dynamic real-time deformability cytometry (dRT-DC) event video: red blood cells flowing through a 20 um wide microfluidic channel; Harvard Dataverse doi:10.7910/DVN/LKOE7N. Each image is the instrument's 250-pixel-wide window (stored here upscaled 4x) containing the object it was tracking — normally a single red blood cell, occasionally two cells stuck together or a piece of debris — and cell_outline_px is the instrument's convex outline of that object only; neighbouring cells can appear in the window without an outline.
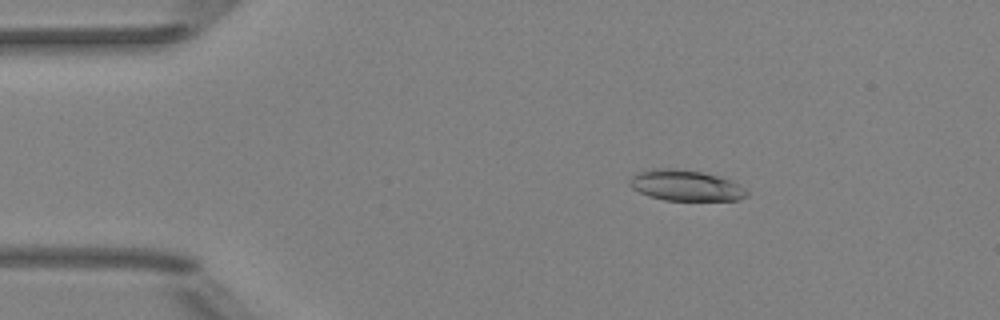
{"species": "Egyptian fruit bat (a non-hibernating species)", "species_latin": "Rousettus aegyptiacus", "temperature_condition": "room temperature", "stored_images_in_passage": 52, "camera_frame_rate_fps": 3000, "um_per_image_px": 0.085, "animal": {"sex": "female"}, "frame": {"image": 1, "passage_image": 9, "time_ms": 2.667, "image_size_px": [1000, 320], "cell_outline_px": [[748, 196], [740, 200], [664, 200], [648, 196], [632, 188], [628, 184], [632, 176], [640, 172], [656, 168], [676, 168], [700, 172], [720, 176], [744, 188], [748, 192]], "centroid_in_image_um": [58.27, 15.77], "position_along_channel_um": 26.7, "area_um2": 20.87}}
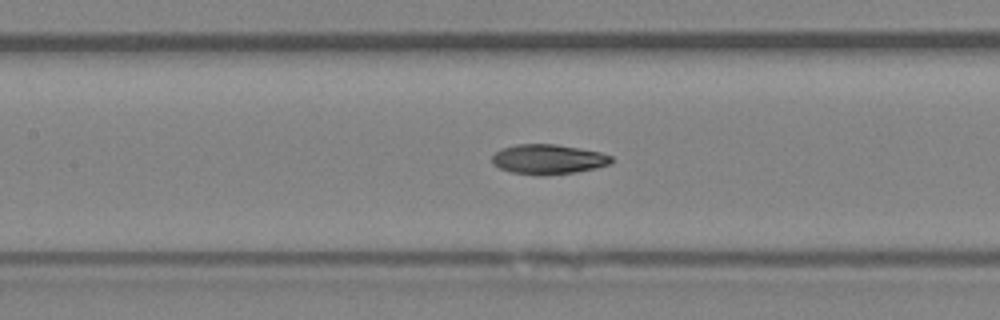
{"frame": {"image": 2, "passage_image": 24, "time_ms": 7.667, "image_size_px": [1000, 320], "cell_outline_px": [[612, 164], [596, 168], [576, 172], [544, 176], [536, 176], [512, 172], [500, 168], [492, 164], [492, 156], [500, 148], [516, 144], [556, 144], [580, 148], [600, 152], [612, 156]], "centroid_in_image_um": [46.59, 13.54], "position_along_channel_um": 160.8, "area_um2": 21.04}}
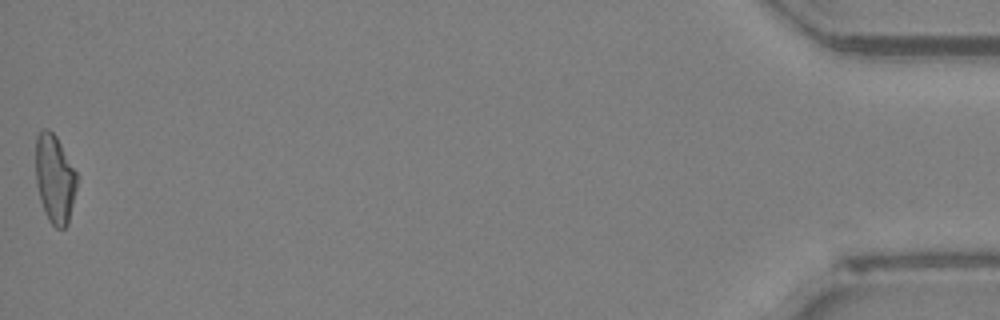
{"frame": {"image": 3, "passage_image": 52, "time_ms": 17.0, "image_size_px": [1000, 320], "cell_outline_px": [[76, 188], [68, 224], [64, 228], [56, 228], [48, 220], [40, 200], [36, 184], [36, 136], [44, 128], [48, 128], [56, 136], [76, 172]], "centroid_in_image_um": [4.64, 15.2], "position_along_channel_um": 430.6, "area_um2": 21.04}, "authors_computed_cell_mechanics": {"area_um2": 20.7791, "velocity_mm_per_s": 3.9643, "shape_relaxation_time_tau1_ms": 8.9901, "shape_relaxation_time_tau2_ms": 2.8394, "deformation_change_tau1": 0.2316, "deformation_change_tau2": 0.0882}}